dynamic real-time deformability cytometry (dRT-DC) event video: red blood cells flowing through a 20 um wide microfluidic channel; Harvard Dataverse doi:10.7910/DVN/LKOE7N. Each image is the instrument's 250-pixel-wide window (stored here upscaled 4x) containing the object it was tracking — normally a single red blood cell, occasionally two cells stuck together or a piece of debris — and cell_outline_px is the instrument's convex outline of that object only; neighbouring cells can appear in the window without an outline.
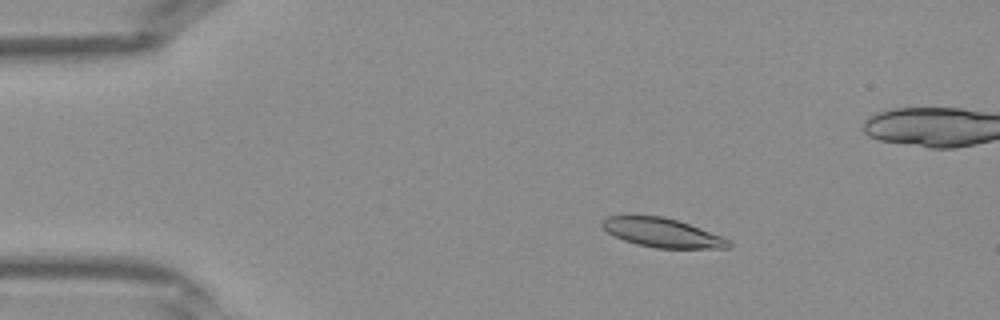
{"species": "Egyptian fruit bat (a non-hibernating species)", "species_latin": "Rousettus aegyptiacus", "temperature_condition": "warm", "stored_images_in_passage": 36, "camera_frame_rate_fps": 3000, "um_per_image_px": 0.085, "frame": {"image": 1, "passage_image": 1, "time_ms": 0.0, "image_size_px": [1000, 320], "cell_outline_px": [[732, 248], [656, 248], [636, 244], [612, 236], [600, 224], [600, 220], [608, 216], [632, 212], [664, 216], [700, 228], [732, 240]], "centroid_in_image_um": [56.21, 19.73], "position_along_channel_um": 28.8, "area_um2": 22.25}}
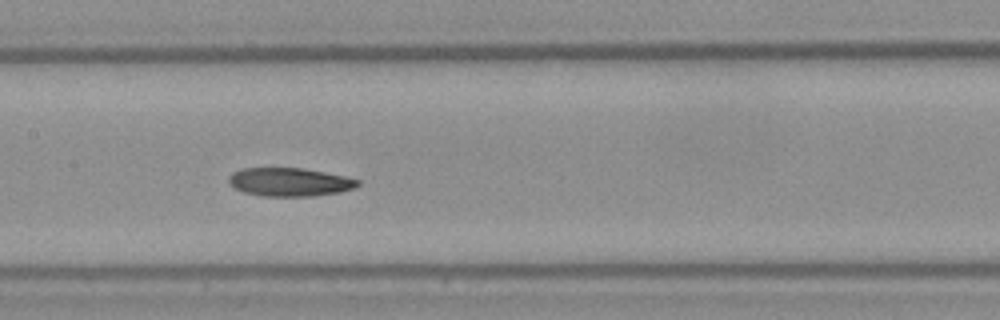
{"frame": {"image": 2, "passage_image": 14, "time_ms": 4.333, "image_size_px": [1000, 320], "cell_outline_px": [[360, 184], [352, 188], [340, 192], [316, 196], [260, 196], [244, 192], [228, 184], [228, 176], [232, 172], [240, 168], [304, 168], [344, 176], [360, 180]], "centroid_in_image_um": [24.58, 15.47], "position_along_channel_um": 182.8, "area_um2": 21.5}}
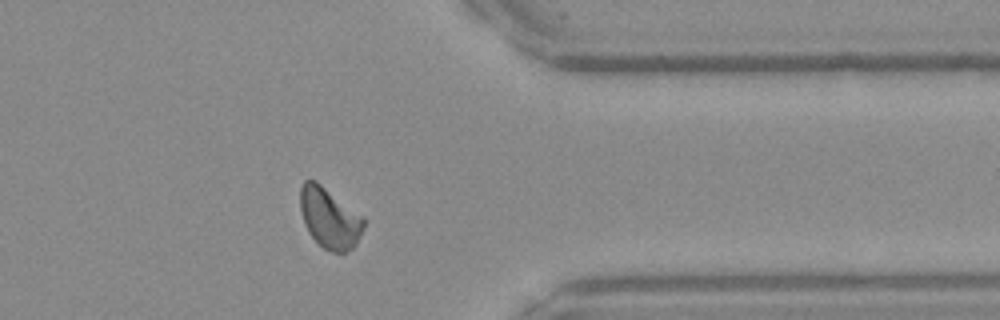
{"frame": {"image": 3, "passage_image": 27, "time_ms": 8.667, "image_size_px": [1000, 320], "cell_outline_px": [[364, 228], [356, 244], [352, 248], [344, 252], [332, 252], [324, 248], [308, 232], [304, 224], [300, 212], [300, 188], [304, 180], [316, 180], [364, 216]], "centroid_in_image_um": [28.01, 18.51], "position_along_channel_um": 383.4, "area_um2": 22.54}}